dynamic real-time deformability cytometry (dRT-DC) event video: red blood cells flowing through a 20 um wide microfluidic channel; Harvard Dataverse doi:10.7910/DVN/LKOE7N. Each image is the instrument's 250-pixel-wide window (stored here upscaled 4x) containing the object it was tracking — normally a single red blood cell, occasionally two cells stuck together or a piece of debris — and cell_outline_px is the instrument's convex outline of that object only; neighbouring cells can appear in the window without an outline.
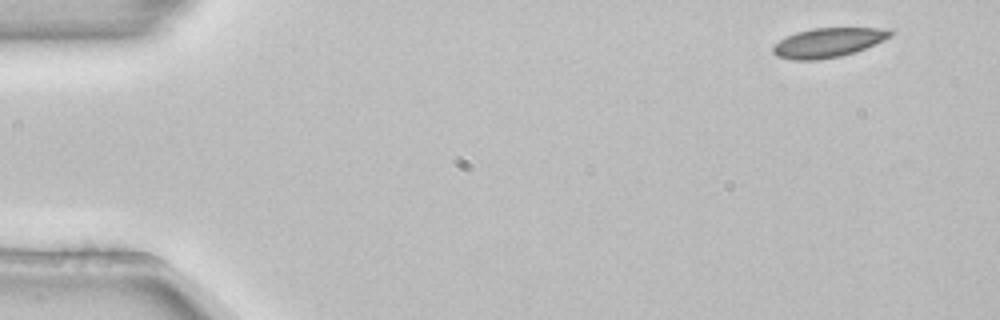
{"species": "common noctule bat (a hibernating species)", "species_latin": "Nyctalus noctula", "temperature_condition": "room temperature", "stored_images_in_passage": 5, "camera_frame_rate_fps": 3000, "um_per_image_px": 0.085, "animal": {"sex": "female", "body_mass_g": 22.7, "forearm_length_mm": 54.2}, "frame": {"image": 1, "passage_image": 1, "time_ms": 0.0, "image_size_px": [1000, 320], "cell_outline_px": [[892, 36], [864, 48], [840, 56], [816, 60], [792, 60], [776, 56], [772, 52], [772, 48], [780, 40], [796, 32], [812, 28], [888, 28], [892, 32]], "centroid_in_image_um": [70.36, 3.62], "position_along_channel_um": 14.6, "area_um2": 19.83}}
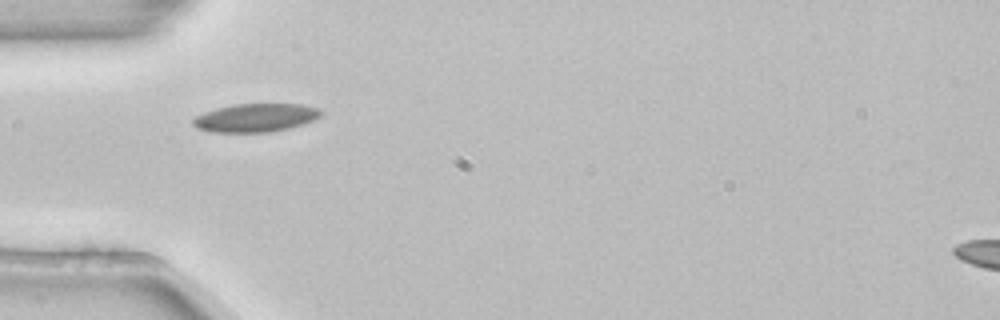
{"frame": {"image": 2, "passage_image": 4, "time_ms": 1.0, "image_size_px": [1000, 320], "cell_outline_px": [[324, 112], [320, 116], [312, 120], [288, 128], [268, 132], [208, 132], [196, 128], [192, 124], [192, 120], [196, 116], [204, 112], [216, 108], [232, 104], [300, 104], [320, 108]], "centroid_in_image_um": [21.69, 10.0], "position_along_channel_um": 63.3, "area_um2": 21.15}}